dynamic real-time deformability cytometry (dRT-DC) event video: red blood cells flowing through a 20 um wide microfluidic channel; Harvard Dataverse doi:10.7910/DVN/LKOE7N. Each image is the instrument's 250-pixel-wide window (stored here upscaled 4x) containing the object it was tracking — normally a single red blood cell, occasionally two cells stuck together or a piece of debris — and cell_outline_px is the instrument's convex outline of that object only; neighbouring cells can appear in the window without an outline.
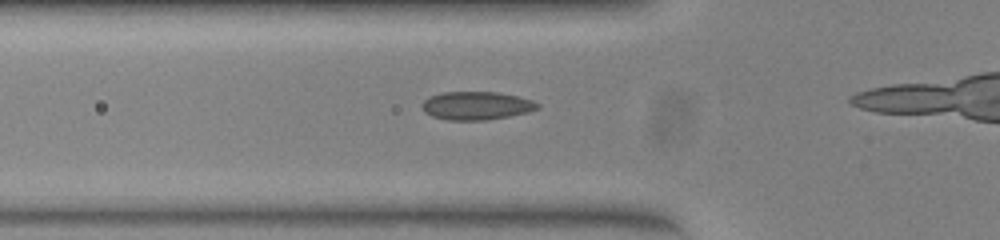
{"species": "common noctule bat (a hibernating species)", "species_latin": "Nyctalus noctula", "temperature_condition": "warm", "stored_images_in_passage": 13, "camera_frame_rate_fps": 3000, "um_per_image_px": 0.085, "animal": {"sex": "female", "body_mass_g": 23.0, "forearm_length_mm": 53.4}, "frame": {"image": 1, "passage_image": 8, "time_ms": 2.333, "image_size_px": [1000, 240], "cell_outline_px": [[540, 108], [508, 116], [484, 120], [448, 120], [432, 116], [424, 112], [420, 104], [428, 96], [444, 92], [496, 92], [516, 96], [532, 100], [540, 104]], "centroid_in_image_um": [40.44, 8.97], "position_along_channel_um": 85.4, "area_um2": 18.9}}
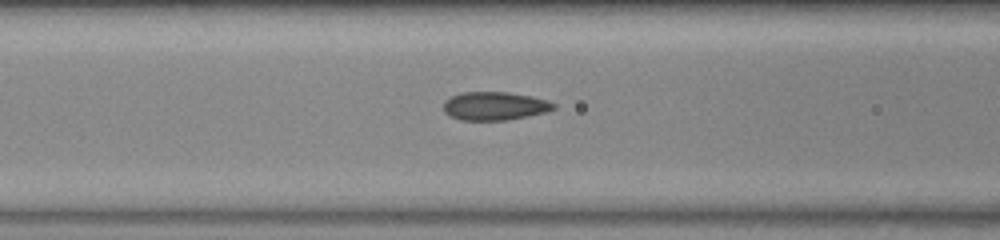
{"frame": {"image": 2, "passage_image": 11, "time_ms": 3.333, "image_size_px": [1000, 240], "cell_outline_px": [[556, 108], [544, 112], [504, 120], [460, 120], [444, 112], [444, 100], [460, 92], [508, 92], [532, 96], [548, 100], [556, 104]], "centroid_in_image_um": [42.03, 8.99], "position_along_channel_um": 124.6, "area_um2": 18.09}}